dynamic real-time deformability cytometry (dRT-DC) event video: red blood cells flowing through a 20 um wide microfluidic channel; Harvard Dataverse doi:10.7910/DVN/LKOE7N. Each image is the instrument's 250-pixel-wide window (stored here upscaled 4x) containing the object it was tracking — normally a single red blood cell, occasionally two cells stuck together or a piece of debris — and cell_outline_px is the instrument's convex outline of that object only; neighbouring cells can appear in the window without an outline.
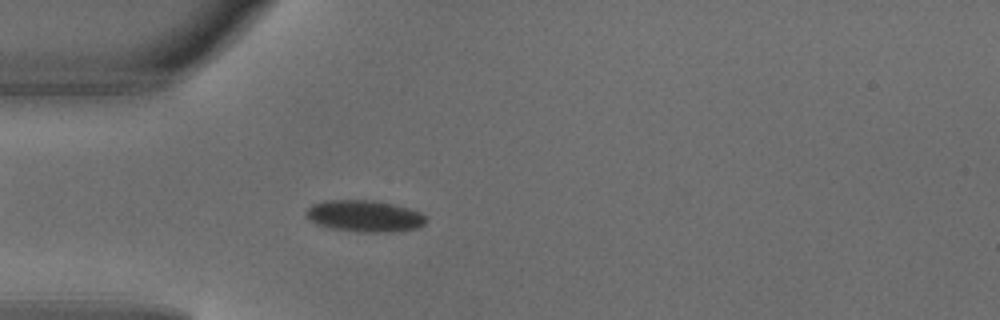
{"species": "common noctule bat (a hibernating species)", "species_latin": "Nyctalus noctula", "temperature_condition": "warm", "stored_images_in_passage": 5, "camera_frame_rate_fps": 3000, "um_per_image_px": 0.085, "animal": {"sex": "male", "body_mass_g": 18.8}, "frame": {"image": 1, "passage_image": 5, "time_ms": 1.333, "image_size_px": [1000, 320], "cell_outline_px": [[428, 220], [424, 224], [416, 228], [392, 232], [364, 232], [332, 228], [316, 224], [308, 220], [304, 212], [312, 204], [324, 200], [376, 200], [408, 208], [420, 212]], "centroid_in_image_um": [30.96, 18.35], "position_along_channel_um": 54.0, "area_um2": 22.14}}